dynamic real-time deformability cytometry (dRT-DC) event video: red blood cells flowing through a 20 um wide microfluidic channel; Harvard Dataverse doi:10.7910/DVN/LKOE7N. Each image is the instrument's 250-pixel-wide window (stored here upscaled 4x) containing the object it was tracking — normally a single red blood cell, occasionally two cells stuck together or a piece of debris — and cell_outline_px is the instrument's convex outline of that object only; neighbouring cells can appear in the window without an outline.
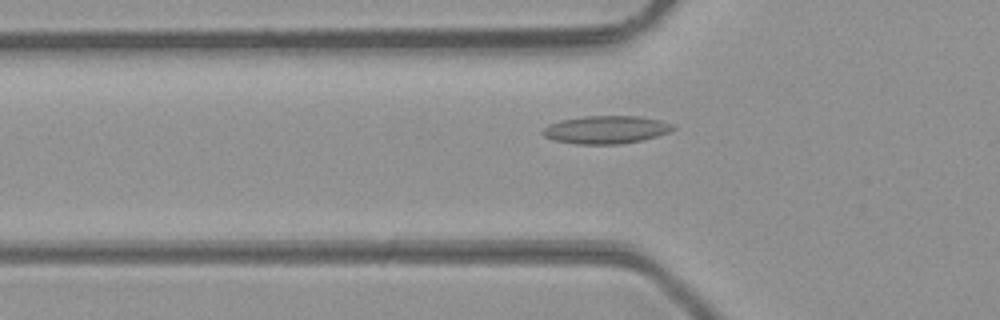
{"species": "common noctule bat (a hibernating species)", "species_latin": "Nyctalus noctula", "temperature_condition": "room temperature", "stored_images_in_passage": 49, "camera_frame_rate_fps": 3000, "um_per_image_px": 0.085, "animal": {"sex": "male", "body_mass_g": 23.1, "forearm_length_mm": 52.7}, "frame": {"image": 1, "passage_image": 17, "time_ms": 5.333, "image_size_px": [1000, 320], "cell_outline_px": [[676, 128], [668, 132], [656, 136], [640, 140], [620, 144], [576, 144], [556, 140], [544, 136], [540, 132], [548, 124], [560, 120], [584, 116], [640, 116], [660, 120], [676, 124]], "centroid_in_image_um": [51.52, 11.01], "position_along_channel_um": 74.3, "area_um2": 21.21}}
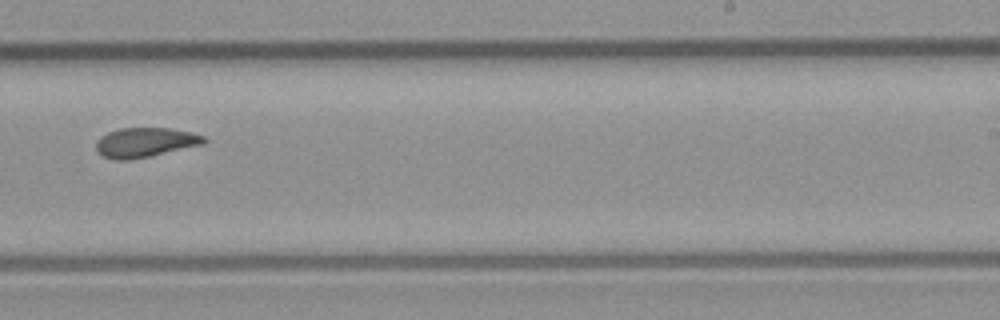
{"frame": {"image": 2, "passage_image": 31, "time_ms": 10.0, "image_size_px": [1000, 320], "cell_outline_px": [[208, 140], [204, 144], [148, 156], [128, 160], [116, 160], [104, 156], [96, 152], [96, 140], [100, 136], [108, 132], [120, 128], [168, 128], [192, 132], [204, 136]], "centroid_in_image_um": [12.32, 12.09], "position_along_channel_um": 276.7, "area_um2": 18.55}}
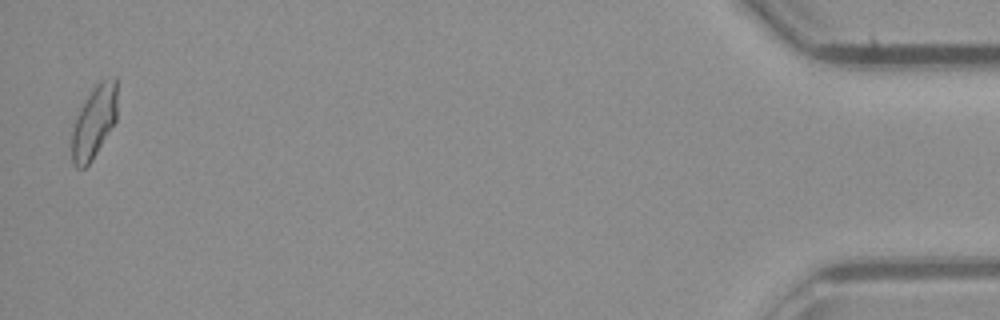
{"frame": {"image": 3, "passage_image": 48, "time_ms": 15.667, "image_size_px": [1000, 320], "cell_outline_px": [[116, 120], [92, 160], [84, 168], [76, 168], [72, 164], [72, 132], [76, 116], [80, 108], [96, 84], [100, 80], [108, 76], [116, 76]], "centroid_in_image_um": [7.99, 10.35], "position_along_channel_um": 427.2, "area_um2": 19.07}, "authors_computed_cell_mechanics": {"area_um2": 19.0162, "velocity_mm_per_s": 4.314, "shape_relaxation_time_tau1_ms": null, "shape_relaxation_time_tau2_ms": 2.6915, "deformation_change_tau1": null, "deformation_change_tau2": 0.092}}